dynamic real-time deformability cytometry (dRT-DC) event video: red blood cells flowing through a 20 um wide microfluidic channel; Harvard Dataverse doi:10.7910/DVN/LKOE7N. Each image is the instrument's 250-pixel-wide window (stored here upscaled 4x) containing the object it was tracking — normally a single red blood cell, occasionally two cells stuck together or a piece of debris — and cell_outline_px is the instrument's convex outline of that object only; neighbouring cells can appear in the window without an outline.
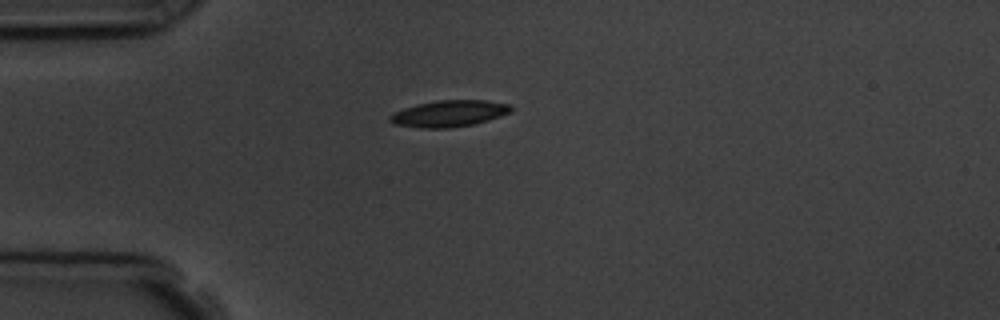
{"species": "common noctule bat (a hibernating species)", "species_latin": "Nyctalus noctula", "temperature_condition": "room temperature", "stored_images_in_passage": 1, "camera_frame_rate_fps": 3000, "um_per_image_px": 0.085, "animal": {"sex": "male", "body_mass_g": 19.5, "forearm_length_mm": 54.6}, "frame": {"image": 1, "passage_image": 1, "time_ms": 0.0, "image_size_px": [1000, 320], "cell_outline_px": [[512, 112], [476, 124], [452, 128], [420, 128], [396, 124], [388, 120], [388, 116], [392, 112], [416, 104], [436, 100], [484, 100], [508, 104], [512, 108]], "centroid_in_image_um": [38.15, 9.65], "position_along_channel_um": 46.9, "area_um2": 18.84}}